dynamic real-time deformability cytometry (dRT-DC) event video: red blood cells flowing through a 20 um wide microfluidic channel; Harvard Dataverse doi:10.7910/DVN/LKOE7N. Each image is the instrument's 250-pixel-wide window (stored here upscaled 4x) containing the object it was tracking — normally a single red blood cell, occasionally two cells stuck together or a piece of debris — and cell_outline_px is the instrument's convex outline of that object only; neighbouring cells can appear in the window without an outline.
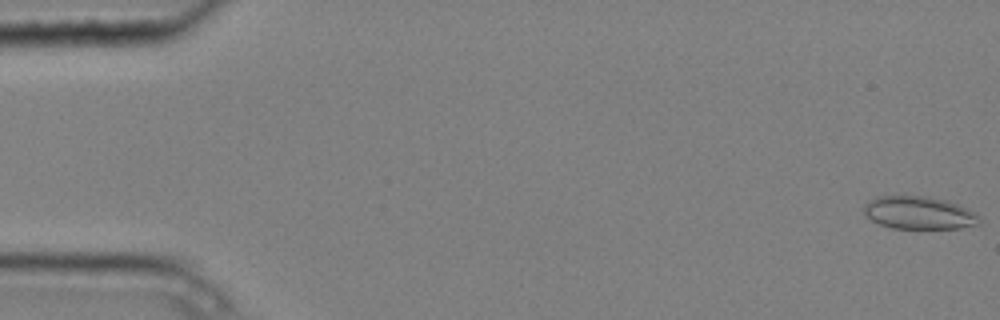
{"species": "common noctule bat (a hibernating species)", "species_latin": "Nyctalus noctula", "temperature_condition": "cold", "stored_images_in_passage": 4, "segment_of_instrument_passage": [2, 2], "camera_frame_rate_fps": 3000, "um_per_image_px": 0.085, "animal": {"sex": "male", "body_mass_g": 20.4}, "frame": {"image": 1, "passage_image": 4, "time_ms": 1.0, "image_size_px": [1000, 320], "cell_outline_px": [[980, 224], [960, 228], [892, 228], [880, 224], [864, 216], [864, 204], [876, 196], [928, 196], [948, 200], [968, 208], [976, 212], [980, 220]], "centroid_in_image_um": [78.12, 18.08], "position_along_channel_um": 6.9, "area_um2": 22.25}}